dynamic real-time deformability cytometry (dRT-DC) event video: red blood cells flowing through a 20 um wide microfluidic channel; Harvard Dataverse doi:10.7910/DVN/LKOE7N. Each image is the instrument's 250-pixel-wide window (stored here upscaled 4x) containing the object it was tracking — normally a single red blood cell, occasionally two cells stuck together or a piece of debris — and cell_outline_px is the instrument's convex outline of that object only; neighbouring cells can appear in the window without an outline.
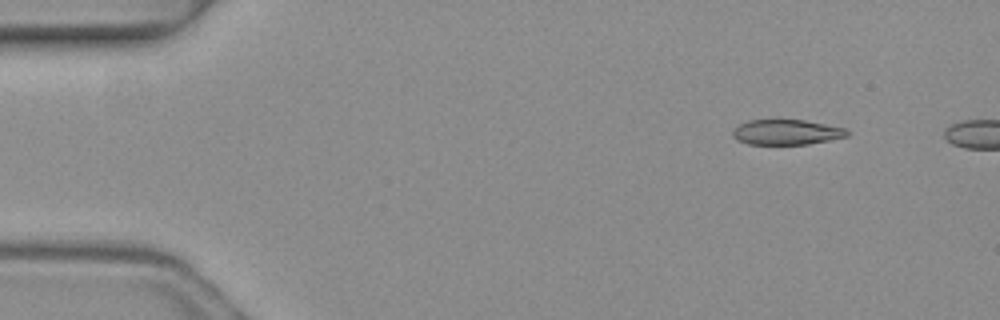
{"species": "common noctule bat (a hibernating species)", "species_latin": "Nyctalus noctula", "temperature_condition": "warm", "stored_images_in_passage": 4, "camera_frame_rate_fps": 3000, "um_per_image_px": 0.085, "animal": {"sex": "female", "body_mass_g": 19.3, "forearm_length_mm": 54.1}, "frame": {"image": 1, "passage_image": 2, "time_ms": 0.333, "image_size_px": [1000, 320], "cell_outline_px": [[848, 136], [808, 144], [748, 144], [736, 140], [732, 136], [732, 132], [740, 124], [748, 120], [804, 120], [844, 128], [848, 132]], "centroid_in_image_um": [66.81, 11.24], "position_along_channel_um": 18.2, "area_um2": 16.59}}